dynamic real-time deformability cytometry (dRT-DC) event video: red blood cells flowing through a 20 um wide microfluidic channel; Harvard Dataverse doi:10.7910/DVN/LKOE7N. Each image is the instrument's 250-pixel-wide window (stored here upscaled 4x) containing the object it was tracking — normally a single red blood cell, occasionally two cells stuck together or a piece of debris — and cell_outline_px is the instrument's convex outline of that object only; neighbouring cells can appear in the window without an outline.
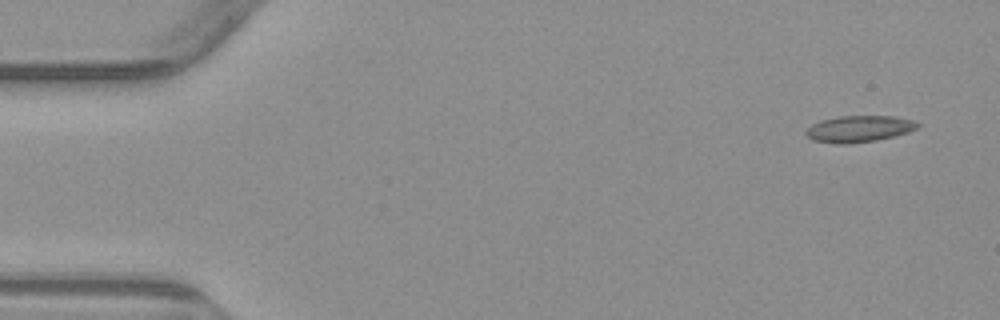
{"species": "common noctule bat (a hibernating species)", "species_latin": "Nyctalus noctula", "temperature_condition": "warm", "stored_images_in_passage": 6, "segment_of_instrument_passage": [2, 2], "camera_frame_rate_fps": 3000, "um_per_image_px": 0.085, "animal": {"sex": "male", "body_mass_g": 23.1, "forearm_length_mm": 52.7}, "frame": {"image": 1, "passage_image": 6, "time_ms": 6.0, "image_size_px": [1000, 320], "cell_outline_px": [[920, 124], [916, 128], [908, 132], [876, 140], [848, 144], [836, 144], [812, 140], [804, 132], [812, 124], [820, 120], [840, 116], [892, 116], [912, 120]], "centroid_in_image_um": [72.97, 10.95], "position_along_channel_um": 12.0, "area_um2": 17.11}}